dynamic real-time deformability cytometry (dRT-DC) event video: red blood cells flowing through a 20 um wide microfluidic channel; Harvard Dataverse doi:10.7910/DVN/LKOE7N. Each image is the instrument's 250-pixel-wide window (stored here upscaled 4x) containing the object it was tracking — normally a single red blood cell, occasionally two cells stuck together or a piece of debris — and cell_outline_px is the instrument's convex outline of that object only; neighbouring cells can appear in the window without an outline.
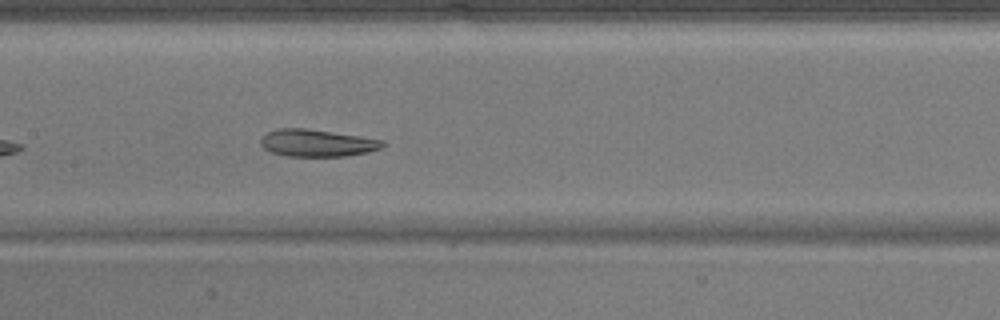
{"species": "common noctule bat (a hibernating species)", "species_latin": "Nyctalus noctula", "temperature_condition": "warm", "stored_images_in_passage": 32, "camera_frame_rate_fps": 3000, "um_per_image_px": 0.085, "animal": {"sex": "male", "body_mass_g": 17.9}, "frame": {"image": 1, "passage_image": 12, "time_ms": 3.667, "image_size_px": [1000, 320], "cell_outline_px": [[388, 144], [380, 148], [368, 152], [344, 156], [288, 156], [272, 152], [264, 148], [260, 144], [260, 140], [268, 132], [276, 128], [304, 128], [360, 136], [384, 140]], "centroid_in_image_um": [26.97, 12.15], "position_along_channel_um": 180.4, "area_um2": 19.25}}